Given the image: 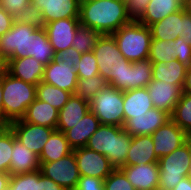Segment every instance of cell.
<instances>
[{
  "label": "cell",
  "instance_id": "obj_1",
  "mask_svg": "<svg viewBox=\"0 0 191 190\" xmlns=\"http://www.w3.org/2000/svg\"><path fill=\"white\" fill-rule=\"evenodd\" d=\"M80 24L101 35L113 34L130 23L124 0H91L80 2Z\"/></svg>",
  "mask_w": 191,
  "mask_h": 190
},
{
  "label": "cell",
  "instance_id": "obj_2",
  "mask_svg": "<svg viewBox=\"0 0 191 190\" xmlns=\"http://www.w3.org/2000/svg\"><path fill=\"white\" fill-rule=\"evenodd\" d=\"M131 139L123 127L101 124L86 147L106 156L114 168H121L126 163Z\"/></svg>",
  "mask_w": 191,
  "mask_h": 190
},
{
  "label": "cell",
  "instance_id": "obj_3",
  "mask_svg": "<svg viewBox=\"0 0 191 190\" xmlns=\"http://www.w3.org/2000/svg\"><path fill=\"white\" fill-rule=\"evenodd\" d=\"M3 124L21 119L29 105L36 99V85L11 76L7 71L2 77Z\"/></svg>",
  "mask_w": 191,
  "mask_h": 190
},
{
  "label": "cell",
  "instance_id": "obj_4",
  "mask_svg": "<svg viewBox=\"0 0 191 190\" xmlns=\"http://www.w3.org/2000/svg\"><path fill=\"white\" fill-rule=\"evenodd\" d=\"M112 35L122 56L129 62L133 63L149 58L152 41L150 27L140 22L131 21Z\"/></svg>",
  "mask_w": 191,
  "mask_h": 190
},
{
  "label": "cell",
  "instance_id": "obj_5",
  "mask_svg": "<svg viewBox=\"0 0 191 190\" xmlns=\"http://www.w3.org/2000/svg\"><path fill=\"white\" fill-rule=\"evenodd\" d=\"M158 190H172L191 172V145L187 141L168 155L158 159Z\"/></svg>",
  "mask_w": 191,
  "mask_h": 190
},
{
  "label": "cell",
  "instance_id": "obj_6",
  "mask_svg": "<svg viewBox=\"0 0 191 190\" xmlns=\"http://www.w3.org/2000/svg\"><path fill=\"white\" fill-rule=\"evenodd\" d=\"M119 62L114 71L110 72L109 86L124 92L146 88L152 81V62L149 59L132 63L123 57Z\"/></svg>",
  "mask_w": 191,
  "mask_h": 190
},
{
  "label": "cell",
  "instance_id": "obj_7",
  "mask_svg": "<svg viewBox=\"0 0 191 190\" xmlns=\"http://www.w3.org/2000/svg\"><path fill=\"white\" fill-rule=\"evenodd\" d=\"M89 108L101 124L124 126L123 91L108 85L89 101Z\"/></svg>",
  "mask_w": 191,
  "mask_h": 190
},
{
  "label": "cell",
  "instance_id": "obj_8",
  "mask_svg": "<svg viewBox=\"0 0 191 190\" xmlns=\"http://www.w3.org/2000/svg\"><path fill=\"white\" fill-rule=\"evenodd\" d=\"M36 29L14 21L11 29L0 37V55L5 60L30 57L31 34Z\"/></svg>",
  "mask_w": 191,
  "mask_h": 190
},
{
  "label": "cell",
  "instance_id": "obj_9",
  "mask_svg": "<svg viewBox=\"0 0 191 190\" xmlns=\"http://www.w3.org/2000/svg\"><path fill=\"white\" fill-rule=\"evenodd\" d=\"M41 173L62 186L65 190H74L80 179L74 152L53 162H39Z\"/></svg>",
  "mask_w": 191,
  "mask_h": 190
},
{
  "label": "cell",
  "instance_id": "obj_10",
  "mask_svg": "<svg viewBox=\"0 0 191 190\" xmlns=\"http://www.w3.org/2000/svg\"><path fill=\"white\" fill-rule=\"evenodd\" d=\"M80 176H90L104 180L115 169L109 159L89 148L73 150Z\"/></svg>",
  "mask_w": 191,
  "mask_h": 190
},
{
  "label": "cell",
  "instance_id": "obj_11",
  "mask_svg": "<svg viewBox=\"0 0 191 190\" xmlns=\"http://www.w3.org/2000/svg\"><path fill=\"white\" fill-rule=\"evenodd\" d=\"M8 126L12 129L16 138L38 156L41 154L44 144L55 130L51 127L23 122L21 119L10 122Z\"/></svg>",
  "mask_w": 191,
  "mask_h": 190
},
{
  "label": "cell",
  "instance_id": "obj_12",
  "mask_svg": "<svg viewBox=\"0 0 191 190\" xmlns=\"http://www.w3.org/2000/svg\"><path fill=\"white\" fill-rule=\"evenodd\" d=\"M158 158L168 155L188 141V134L171 119L151 134Z\"/></svg>",
  "mask_w": 191,
  "mask_h": 190
},
{
  "label": "cell",
  "instance_id": "obj_13",
  "mask_svg": "<svg viewBox=\"0 0 191 190\" xmlns=\"http://www.w3.org/2000/svg\"><path fill=\"white\" fill-rule=\"evenodd\" d=\"M42 82L74 94L78 82L76 68L73 67V63L55 58L45 65Z\"/></svg>",
  "mask_w": 191,
  "mask_h": 190
},
{
  "label": "cell",
  "instance_id": "obj_14",
  "mask_svg": "<svg viewBox=\"0 0 191 190\" xmlns=\"http://www.w3.org/2000/svg\"><path fill=\"white\" fill-rule=\"evenodd\" d=\"M95 58L99 68V74L110 82V72L114 71L115 67L123 58L116 40L112 34L100 35L93 49Z\"/></svg>",
  "mask_w": 191,
  "mask_h": 190
},
{
  "label": "cell",
  "instance_id": "obj_15",
  "mask_svg": "<svg viewBox=\"0 0 191 190\" xmlns=\"http://www.w3.org/2000/svg\"><path fill=\"white\" fill-rule=\"evenodd\" d=\"M79 25V18H63L45 24L48 39L55 53L72 47V40Z\"/></svg>",
  "mask_w": 191,
  "mask_h": 190
},
{
  "label": "cell",
  "instance_id": "obj_16",
  "mask_svg": "<svg viewBox=\"0 0 191 190\" xmlns=\"http://www.w3.org/2000/svg\"><path fill=\"white\" fill-rule=\"evenodd\" d=\"M171 119L166 111L153 108L140 116L128 119L123 128L131 136L151 135Z\"/></svg>",
  "mask_w": 191,
  "mask_h": 190
},
{
  "label": "cell",
  "instance_id": "obj_17",
  "mask_svg": "<svg viewBox=\"0 0 191 190\" xmlns=\"http://www.w3.org/2000/svg\"><path fill=\"white\" fill-rule=\"evenodd\" d=\"M119 169L136 190H158V162L142 165H124Z\"/></svg>",
  "mask_w": 191,
  "mask_h": 190
},
{
  "label": "cell",
  "instance_id": "obj_18",
  "mask_svg": "<svg viewBox=\"0 0 191 190\" xmlns=\"http://www.w3.org/2000/svg\"><path fill=\"white\" fill-rule=\"evenodd\" d=\"M146 88L154 108L166 111L171 115L181 97L182 88L158 80H152Z\"/></svg>",
  "mask_w": 191,
  "mask_h": 190
},
{
  "label": "cell",
  "instance_id": "obj_19",
  "mask_svg": "<svg viewBox=\"0 0 191 190\" xmlns=\"http://www.w3.org/2000/svg\"><path fill=\"white\" fill-rule=\"evenodd\" d=\"M43 15L44 23L63 18H79V0H31Z\"/></svg>",
  "mask_w": 191,
  "mask_h": 190
},
{
  "label": "cell",
  "instance_id": "obj_20",
  "mask_svg": "<svg viewBox=\"0 0 191 190\" xmlns=\"http://www.w3.org/2000/svg\"><path fill=\"white\" fill-rule=\"evenodd\" d=\"M7 72L16 78L34 85H38L44 75V67L42 63L33 57H23L18 59H7Z\"/></svg>",
  "mask_w": 191,
  "mask_h": 190
},
{
  "label": "cell",
  "instance_id": "obj_21",
  "mask_svg": "<svg viewBox=\"0 0 191 190\" xmlns=\"http://www.w3.org/2000/svg\"><path fill=\"white\" fill-rule=\"evenodd\" d=\"M10 162V175L24 174L40 169L38 155L24 146L13 132V150Z\"/></svg>",
  "mask_w": 191,
  "mask_h": 190
},
{
  "label": "cell",
  "instance_id": "obj_22",
  "mask_svg": "<svg viewBox=\"0 0 191 190\" xmlns=\"http://www.w3.org/2000/svg\"><path fill=\"white\" fill-rule=\"evenodd\" d=\"M100 125L98 118L89 110L77 124L66 130L64 135L73 150L82 148Z\"/></svg>",
  "mask_w": 191,
  "mask_h": 190
},
{
  "label": "cell",
  "instance_id": "obj_23",
  "mask_svg": "<svg viewBox=\"0 0 191 190\" xmlns=\"http://www.w3.org/2000/svg\"><path fill=\"white\" fill-rule=\"evenodd\" d=\"M89 110L88 101L72 94L68 102L59 110L56 130L64 133L77 124Z\"/></svg>",
  "mask_w": 191,
  "mask_h": 190
},
{
  "label": "cell",
  "instance_id": "obj_24",
  "mask_svg": "<svg viewBox=\"0 0 191 190\" xmlns=\"http://www.w3.org/2000/svg\"><path fill=\"white\" fill-rule=\"evenodd\" d=\"M151 135L132 136L125 165H142L158 162Z\"/></svg>",
  "mask_w": 191,
  "mask_h": 190
},
{
  "label": "cell",
  "instance_id": "obj_25",
  "mask_svg": "<svg viewBox=\"0 0 191 190\" xmlns=\"http://www.w3.org/2000/svg\"><path fill=\"white\" fill-rule=\"evenodd\" d=\"M188 5H191V0H150L143 17L138 22L149 27Z\"/></svg>",
  "mask_w": 191,
  "mask_h": 190
},
{
  "label": "cell",
  "instance_id": "obj_26",
  "mask_svg": "<svg viewBox=\"0 0 191 190\" xmlns=\"http://www.w3.org/2000/svg\"><path fill=\"white\" fill-rule=\"evenodd\" d=\"M152 39L171 41L180 37L183 27V8L149 26Z\"/></svg>",
  "mask_w": 191,
  "mask_h": 190
},
{
  "label": "cell",
  "instance_id": "obj_27",
  "mask_svg": "<svg viewBox=\"0 0 191 190\" xmlns=\"http://www.w3.org/2000/svg\"><path fill=\"white\" fill-rule=\"evenodd\" d=\"M58 114L59 111L56 108L36 98L33 103L28 106L21 120L27 123L51 127L56 130Z\"/></svg>",
  "mask_w": 191,
  "mask_h": 190
},
{
  "label": "cell",
  "instance_id": "obj_28",
  "mask_svg": "<svg viewBox=\"0 0 191 190\" xmlns=\"http://www.w3.org/2000/svg\"><path fill=\"white\" fill-rule=\"evenodd\" d=\"M188 66L178 60L152 63V80L164 81L183 88Z\"/></svg>",
  "mask_w": 191,
  "mask_h": 190
},
{
  "label": "cell",
  "instance_id": "obj_29",
  "mask_svg": "<svg viewBox=\"0 0 191 190\" xmlns=\"http://www.w3.org/2000/svg\"><path fill=\"white\" fill-rule=\"evenodd\" d=\"M147 88H138L124 91V123L153 109Z\"/></svg>",
  "mask_w": 191,
  "mask_h": 190
},
{
  "label": "cell",
  "instance_id": "obj_30",
  "mask_svg": "<svg viewBox=\"0 0 191 190\" xmlns=\"http://www.w3.org/2000/svg\"><path fill=\"white\" fill-rule=\"evenodd\" d=\"M73 152L63 132L54 130L47 142L44 144L39 162H53Z\"/></svg>",
  "mask_w": 191,
  "mask_h": 190
},
{
  "label": "cell",
  "instance_id": "obj_31",
  "mask_svg": "<svg viewBox=\"0 0 191 190\" xmlns=\"http://www.w3.org/2000/svg\"><path fill=\"white\" fill-rule=\"evenodd\" d=\"M30 57L43 65H48L56 58V53L50 44L45 28L36 29L31 34Z\"/></svg>",
  "mask_w": 191,
  "mask_h": 190
},
{
  "label": "cell",
  "instance_id": "obj_32",
  "mask_svg": "<svg viewBox=\"0 0 191 190\" xmlns=\"http://www.w3.org/2000/svg\"><path fill=\"white\" fill-rule=\"evenodd\" d=\"M71 96L72 93L42 81L36 86V98L50 104L58 111L63 108Z\"/></svg>",
  "mask_w": 191,
  "mask_h": 190
},
{
  "label": "cell",
  "instance_id": "obj_33",
  "mask_svg": "<svg viewBox=\"0 0 191 190\" xmlns=\"http://www.w3.org/2000/svg\"><path fill=\"white\" fill-rule=\"evenodd\" d=\"M171 120L176 123L187 134L191 132V94L182 92L173 113Z\"/></svg>",
  "mask_w": 191,
  "mask_h": 190
},
{
  "label": "cell",
  "instance_id": "obj_34",
  "mask_svg": "<svg viewBox=\"0 0 191 190\" xmlns=\"http://www.w3.org/2000/svg\"><path fill=\"white\" fill-rule=\"evenodd\" d=\"M108 85V81L100 74L91 78L78 79L77 88L74 94L89 102Z\"/></svg>",
  "mask_w": 191,
  "mask_h": 190
},
{
  "label": "cell",
  "instance_id": "obj_35",
  "mask_svg": "<svg viewBox=\"0 0 191 190\" xmlns=\"http://www.w3.org/2000/svg\"><path fill=\"white\" fill-rule=\"evenodd\" d=\"M100 35L101 34L94 29L80 24L76 31L75 37L72 40V47H74L81 54L93 51Z\"/></svg>",
  "mask_w": 191,
  "mask_h": 190
},
{
  "label": "cell",
  "instance_id": "obj_36",
  "mask_svg": "<svg viewBox=\"0 0 191 190\" xmlns=\"http://www.w3.org/2000/svg\"><path fill=\"white\" fill-rule=\"evenodd\" d=\"M13 150V131L8 125L0 128V172L9 173Z\"/></svg>",
  "mask_w": 191,
  "mask_h": 190
},
{
  "label": "cell",
  "instance_id": "obj_37",
  "mask_svg": "<svg viewBox=\"0 0 191 190\" xmlns=\"http://www.w3.org/2000/svg\"><path fill=\"white\" fill-rule=\"evenodd\" d=\"M174 45V40L164 41L152 39L150 46L149 60L152 63L158 62H169L174 60V50L172 46Z\"/></svg>",
  "mask_w": 191,
  "mask_h": 190
},
{
  "label": "cell",
  "instance_id": "obj_38",
  "mask_svg": "<svg viewBox=\"0 0 191 190\" xmlns=\"http://www.w3.org/2000/svg\"><path fill=\"white\" fill-rule=\"evenodd\" d=\"M14 21L29 24L37 29L45 28L42 12L32 2L14 16Z\"/></svg>",
  "mask_w": 191,
  "mask_h": 190
},
{
  "label": "cell",
  "instance_id": "obj_39",
  "mask_svg": "<svg viewBox=\"0 0 191 190\" xmlns=\"http://www.w3.org/2000/svg\"><path fill=\"white\" fill-rule=\"evenodd\" d=\"M9 188L10 190H38V170L11 175Z\"/></svg>",
  "mask_w": 191,
  "mask_h": 190
},
{
  "label": "cell",
  "instance_id": "obj_40",
  "mask_svg": "<svg viewBox=\"0 0 191 190\" xmlns=\"http://www.w3.org/2000/svg\"><path fill=\"white\" fill-rule=\"evenodd\" d=\"M78 79L91 78L99 74V68L97 59L94 56L93 51L83 53L76 67Z\"/></svg>",
  "mask_w": 191,
  "mask_h": 190
},
{
  "label": "cell",
  "instance_id": "obj_41",
  "mask_svg": "<svg viewBox=\"0 0 191 190\" xmlns=\"http://www.w3.org/2000/svg\"><path fill=\"white\" fill-rule=\"evenodd\" d=\"M104 190H136L126 178L125 174L115 168L110 175L104 179Z\"/></svg>",
  "mask_w": 191,
  "mask_h": 190
},
{
  "label": "cell",
  "instance_id": "obj_42",
  "mask_svg": "<svg viewBox=\"0 0 191 190\" xmlns=\"http://www.w3.org/2000/svg\"><path fill=\"white\" fill-rule=\"evenodd\" d=\"M150 0H124L130 21L138 22L144 15Z\"/></svg>",
  "mask_w": 191,
  "mask_h": 190
},
{
  "label": "cell",
  "instance_id": "obj_43",
  "mask_svg": "<svg viewBox=\"0 0 191 190\" xmlns=\"http://www.w3.org/2000/svg\"><path fill=\"white\" fill-rule=\"evenodd\" d=\"M174 50V60H178L180 63L186 66H191V46L183 41L182 38H177L174 40V45L172 46Z\"/></svg>",
  "mask_w": 191,
  "mask_h": 190
},
{
  "label": "cell",
  "instance_id": "obj_44",
  "mask_svg": "<svg viewBox=\"0 0 191 190\" xmlns=\"http://www.w3.org/2000/svg\"><path fill=\"white\" fill-rule=\"evenodd\" d=\"M74 190H104V180L90 176H80Z\"/></svg>",
  "mask_w": 191,
  "mask_h": 190
},
{
  "label": "cell",
  "instance_id": "obj_45",
  "mask_svg": "<svg viewBox=\"0 0 191 190\" xmlns=\"http://www.w3.org/2000/svg\"><path fill=\"white\" fill-rule=\"evenodd\" d=\"M31 0H0V7L13 17L26 8Z\"/></svg>",
  "mask_w": 191,
  "mask_h": 190
},
{
  "label": "cell",
  "instance_id": "obj_46",
  "mask_svg": "<svg viewBox=\"0 0 191 190\" xmlns=\"http://www.w3.org/2000/svg\"><path fill=\"white\" fill-rule=\"evenodd\" d=\"M180 38L191 46V5L183 7V27Z\"/></svg>",
  "mask_w": 191,
  "mask_h": 190
},
{
  "label": "cell",
  "instance_id": "obj_47",
  "mask_svg": "<svg viewBox=\"0 0 191 190\" xmlns=\"http://www.w3.org/2000/svg\"><path fill=\"white\" fill-rule=\"evenodd\" d=\"M82 54L77 51L74 47H69L66 50L56 53V58L61 61L73 63V67L76 68L80 62Z\"/></svg>",
  "mask_w": 191,
  "mask_h": 190
},
{
  "label": "cell",
  "instance_id": "obj_48",
  "mask_svg": "<svg viewBox=\"0 0 191 190\" xmlns=\"http://www.w3.org/2000/svg\"><path fill=\"white\" fill-rule=\"evenodd\" d=\"M38 190H65L52 179L45 177L38 169Z\"/></svg>",
  "mask_w": 191,
  "mask_h": 190
},
{
  "label": "cell",
  "instance_id": "obj_49",
  "mask_svg": "<svg viewBox=\"0 0 191 190\" xmlns=\"http://www.w3.org/2000/svg\"><path fill=\"white\" fill-rule=\"evenodd\" d=\"M14 23V17L0 7V37L8 32Z\"/></svg>",
  "mask_w": 191,
  "mask_h": 190
},
{
  "label": "cell",
  "instance_id": "obj_50",
  "mask_svg": "<svg viewBox=\"0 0 191 190\" xmlns=\"http://www.w3.org/2000/svg\"><path fill=\"white\" fill-rule=\"evenodd\" d=\"M172 190H191V176L181 179Z\"/></svg>",
  "mask_w": 191,
  "mask_h": 190
},
{
  "label": "cell",
  "instance_id": "obj_51",
  "mask_svg": "<svg viewBox=\"0 0 191 190\" xmlns=\"http://www.w3.org/2000/svg\"><path fill=\"white\" fill-rule=\"evenodd\" d=\"M182 92L191 94V66L187 68Z\"/></svg>",
  "mask_w": 191,
  "mask_h": 190
},
{
  "label": "cell",
  "instance_id": "obj_52",
  "mask_svg": "<svg viewBox=\"0 0 191 190\" xmlns=\"http://www.w3.org/2000/svg\"><path fill=\"white\" fill-rule=\"evenodd\" d=\"M11 175L9 173L0 172V190H5L9 187Z\"/></svg>",
  "mask_w": 191,
  "mask_h": 190
},
{
  "label": "cell",
  "instance_id": "obj_53",
  "mask_svg": "<svg viewBox=\"0 0 191 190\" xmlns=\"http://www.w3.org/2000/svg\"><path fill=\"white\" fill-rule=\"evenodd\" d=\"M0 122L3 123V89H2V77H0Z\"/></svg>",
  "mask_w": 191,
  "mask_h": 190
},
{
  "label": "cell",
  "instance_id": "obj_54",
  "mask_svg": "<svg viewBox=\"0 0 191 190\" xmlns=\"http://www.w3.org/2000/svg\"><path fill=\"white\" fill-rule=\"evenodd\" d=\"M7 70V61L0 55V77H3Z\"/></svg>",
  "mask_w": 191,
  "mask_h": 190
},
{
  "label": "cell",
  "instance_id": "obj_55",
  "mask_svg": "<svg viewBox=\"0 0 191 190\" xmlns=\"http://www.w3.org/2000/svg\"><path fill=\"white\" fill-rule=\"evenodd\" d=\"M188 142H189L190 145H191V132L188 133Z\"/></svg>",
  "mask_w": 191,
  "mask_h": 190
},
{
  "label": "cell",
  "instance_id": "obj_56",
  "mask_svg": "<svg viewBox=\"0 0 191 190\" xmlns=\"http://www.w3.org/2000/svg\"><path fill=\"white\" fill-rule=\"evenodd\" d=\"M80 2H85V1H91V0H79Z\"/></svg>",
  "mask_w": 191,
  "mask_h": 190
}]
</instances>
